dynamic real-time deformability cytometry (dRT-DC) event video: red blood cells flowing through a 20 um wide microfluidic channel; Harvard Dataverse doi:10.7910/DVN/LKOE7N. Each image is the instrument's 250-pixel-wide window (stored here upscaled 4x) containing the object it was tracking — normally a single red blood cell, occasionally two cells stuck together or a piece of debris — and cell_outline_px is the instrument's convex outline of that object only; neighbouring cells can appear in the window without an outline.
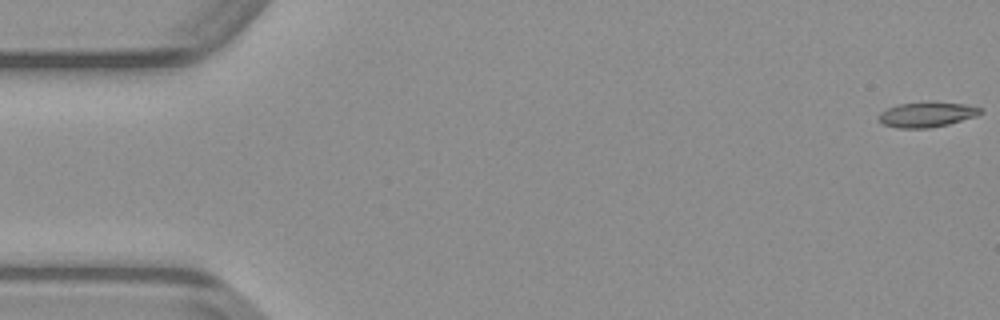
{"species": "common noctule bat (a hibernating species)", "species_latin": "Nyctalus noctula", "temperature_condition": "warm", "stored_images_in_passage": 49, "camera_frame_rate_fps": 3000, "um_per_image_px": 0.085, "animal": {"sex": "male", "body_mass_g": 23.1, "forearm_length_mm": 52.7}, "frame": {"image": 1, "passage_image": 1, "time_ms": 0.0, "image_size_px": [1000, 320], "cell_outline_px": [[984, 112], [976, 116], [948, 124], [932, 128], [896, 128], [884, 124], [876, 116], [880, 112], [896, 104], [968, 104], [984, 108]], "centroid_in_image_um": [78.79, 9.77], "position_along_channel_um": 6.2, "area_um2": 14.45}}
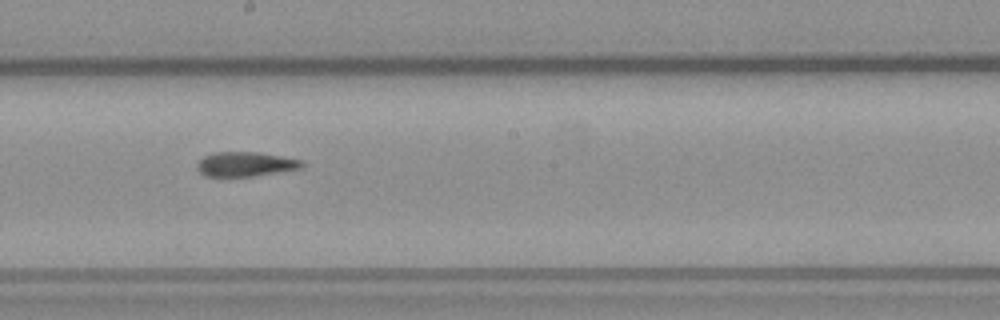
{"frame": {"image": 2, "passage_image": 27, "time_ms": 8.667, "image_size_px": [1000, 320], "cell_outline_px": [[304, 164], [300, 168], [252, 176], [204, 176], [196, 168], [196, 164], [204, 156], [212, 152], [260, 152], [304, 160]], "centroid_in_image_um": [20.84, 13.94], "position_along_channel_um": 227.4, "area_um2": 14.97}}
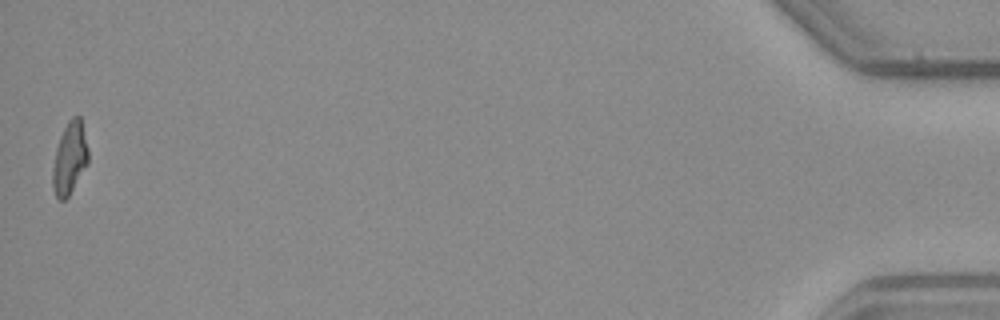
{"frame": {"image": 3, "passage_image": 49, "time_ms": 16.0, "image_size_px": [1000, 320], "cell_outline_px": [[88, 164], [68, 196], [64, 200], [60, 200], [56, 196], [52, 188], [52, 168], [56, 148], [60, 136], [68, 120], [72, 116], [80, 116], [88, 148]], "centroid_in_image_um": [5.91, 13.44], "position_along_channel_um": 429.3, "area_um2": 14.97}}